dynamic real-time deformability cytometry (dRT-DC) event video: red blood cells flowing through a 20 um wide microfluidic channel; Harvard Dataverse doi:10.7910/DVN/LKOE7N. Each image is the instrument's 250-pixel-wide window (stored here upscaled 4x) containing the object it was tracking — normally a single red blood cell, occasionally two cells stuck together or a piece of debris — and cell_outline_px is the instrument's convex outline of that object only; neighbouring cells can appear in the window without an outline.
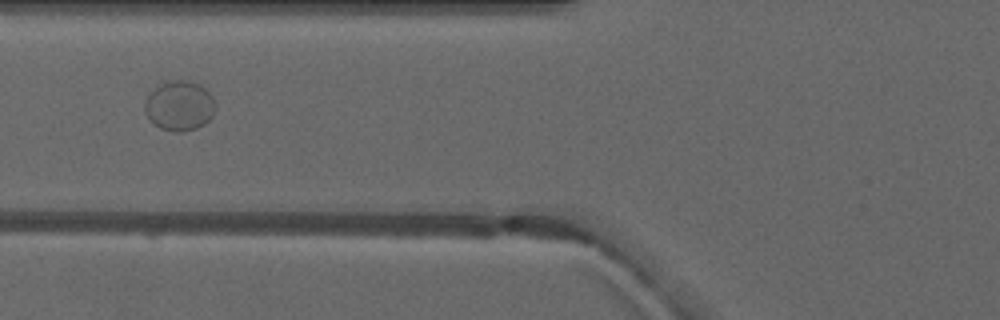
{"species": "common noctule bat (a hibernating species)", "species_latin": "Nyctalus noctula", "temperature_condition": "warm", "stored_images_in_passage": 2, "camera_frame_rate_fps": 3000, "um_per_image_px": 0.085, "animal": {"sex": "male", "forearm_length_mm": 52.5}, "frame": {"image": 1, "passage_image": 2, "time_ms": 1.0, "image_size_px": [1000, 320], "cell_outline_px": [[216, 108], [212, 116], [204, 124], [196, 128], [180, 132], [176, 132], [160, 128], [152, 124], [144, 112], [144, 100], [160, 84], [168, 80], [188, 80], [200, 84], [212, 96], [216, 104]], "centroid_in_image_um": [15.24, 8.99], "position_along_channel_um": 110.6, "area_um2": 20.69}}